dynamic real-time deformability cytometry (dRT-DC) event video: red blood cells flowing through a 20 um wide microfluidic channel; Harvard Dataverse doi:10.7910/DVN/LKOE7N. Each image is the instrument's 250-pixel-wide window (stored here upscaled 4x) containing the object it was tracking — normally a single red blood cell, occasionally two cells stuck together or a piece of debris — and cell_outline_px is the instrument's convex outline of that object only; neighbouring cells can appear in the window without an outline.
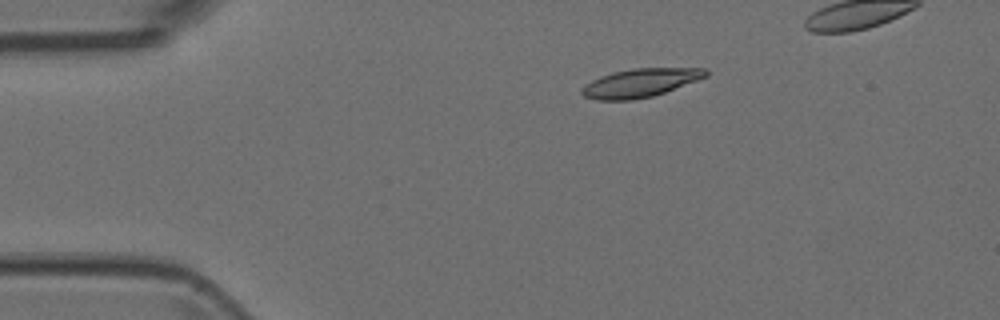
{"species": "Egyptian fruit bat (a non-hibernating species)", "species_latin": "Rousettus aegyptiacus", "temperature_condition": "room temperature", "stored_images_in_passage": 5, "camera_frame_rate_fps": 3000, "um_per_image_px": 0.085, "animal": {"sex": "female"}, "frame": {"image": 1, "passage_image": 3, "time_ms": 0.667, "image_size_px": [1000, 320], "cell_outline_px": [[708, 76], [664, 92], [652, 96], [632, 100], [596, 100], [584, 96], [580, 92], [580, 88], [584, 84], [600, 76], [612, 72], [632, 68], [708, 68]], "centroid_in_image_um": [54.38, 7.04], "position_along_channel_um": 30.6, "area_um2": 20.63}}